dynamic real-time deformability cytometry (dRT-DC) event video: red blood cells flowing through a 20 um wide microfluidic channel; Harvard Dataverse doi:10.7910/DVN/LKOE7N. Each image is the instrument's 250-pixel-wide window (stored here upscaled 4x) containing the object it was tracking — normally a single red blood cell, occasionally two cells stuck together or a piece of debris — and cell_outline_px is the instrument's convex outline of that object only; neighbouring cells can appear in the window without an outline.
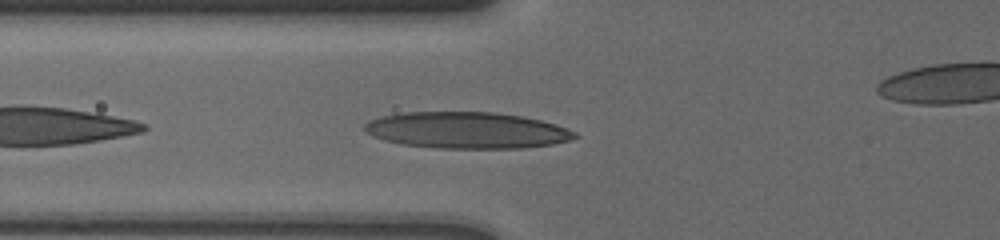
{"species": "human", "species_latin": "Homo sapiens", "temperature_condition": "cold", "stored_images_in_passage": 34, "camera_frame_rate_fps": 3000, "um_per_image_px": 0.085, "donor": {"sex": "male"}, "frame": {"image": 1, "passage_image": 3, "time_ms": 0.667, "image_size_px": [1000, 240], "cell_outline_px": [[580, 136], [568, 140], [552, 144], [524, 148], [436, 148], [404, 144], [384, 140], [372, 136], [364, 132], [364, 124], [368, 120], [380, 116], [404, 112], [496, 112], [520, 116], [540, 120], [556, 124], [576, 132]], "centroid_in_image_um": [39.65, 11.07], "position_along_channel_um": 86.1, "area_um2": 44.74}}
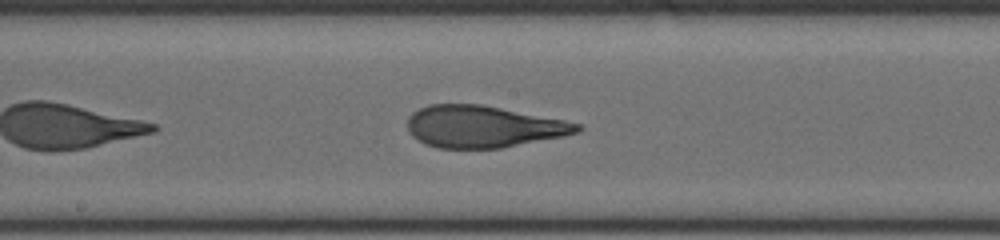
{"frame": {"image": 2, "passage_image": 13, "time_ms": 4.0, "image_size_px": [1000, 240], "cell_outline_px": [[584, 128], [580, 132], [564, 136], [500, 148], [436, 148], [424, 144], [412, 136], [408, 132], [408, 116], [412, 112], [428, 104], [480, 104], [564, 120], [580, 124]], "centroid_in_image_um": [41.05, 10.76], "position_along_channel_um": 207.2, "area_um2": 41.44}}
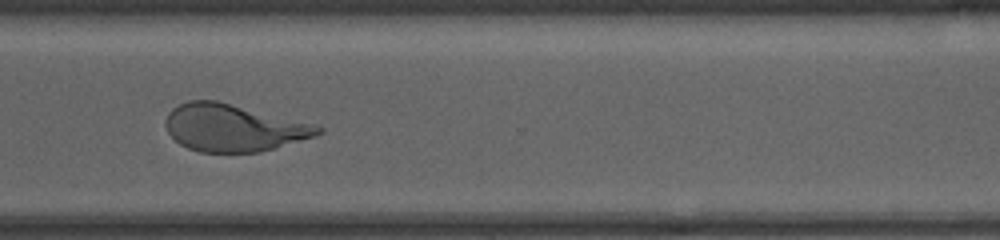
{"frame": {"image": 3, "passage_image": 25, "time_ms": 8.0, "image_size_px": [1000, 240], "cell_outline_px": [[324, 132], [312, 136], [260, 152], [200, 152], [188, 148], [180, 144], [168, 132], [164, 124], [168, 112], [172, 108], [188, 100], [216, 100], [312, 124], [324, 128]], "centroid_in_image_um": [19.77, 10.86], "position_along_channel_um": 350.8, "area_um2": 41.27}}